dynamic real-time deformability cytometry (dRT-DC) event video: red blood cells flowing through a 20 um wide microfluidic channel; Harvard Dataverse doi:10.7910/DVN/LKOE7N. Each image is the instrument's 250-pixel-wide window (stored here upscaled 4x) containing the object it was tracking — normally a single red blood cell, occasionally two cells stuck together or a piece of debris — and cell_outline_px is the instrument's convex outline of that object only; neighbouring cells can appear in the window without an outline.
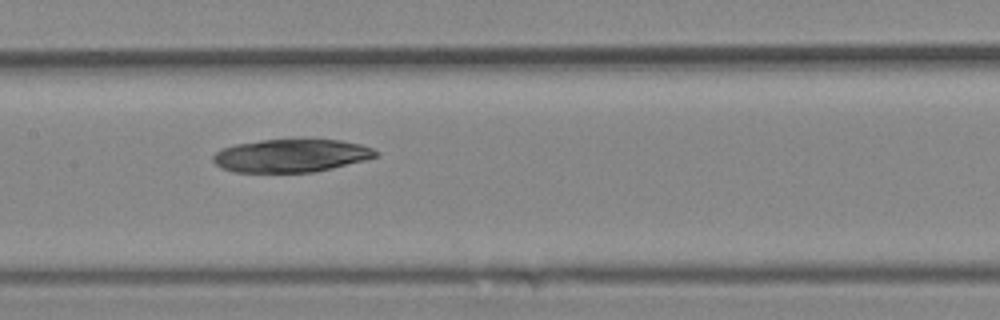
{"species": "Egyptian fruit bat (a non-hibernating species)", "species_latin": "Rousettus aegyptiacus", "temperature_condition": "cold", "stored_images_in_passage": 10, "camera_frame_rate_fps": 3000, "um_per_image_px": 0.085, "animal": {"sex": "female"}, "frame": {"image": 1, "passage_image": 9, "time_ms": 10.333, "image_size_px": [1000, 320], "cell_outline_px": [[380, 152], [376, 156], [364, 160], [332, 168], [312, 172], [232, 172], [220, 168], [212, 160], [212, 156], [220, 148], [236, 144], [260, 140], [340, 140], [360, 144], [372, 148]], "centroid_in_image_um": [24.69, 13.23], "position_along_channel_um": 182.7, "area_um2": 31.21}}
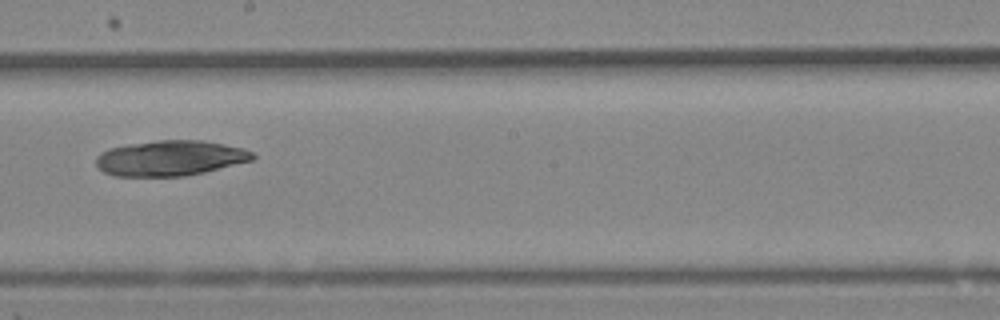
{"frame": {"image": 2, "passage_image": 10, "time_ms": 11.667, "image_size_px": [1000, 320], "cell_outline_px": [[256, 156], [252, 160], [204, 172], [184, 176], [116, 176], [104, 172], [96, 164], [96, 156], [100, 152], [108, 148], [128, 144], [156, 140], [204, 140], [244, 148], [252, 152]], "centroid_in_image_um": [14.45, 13.43], "position_along_channel_um": 233.7, "area_um2": 32.31}}